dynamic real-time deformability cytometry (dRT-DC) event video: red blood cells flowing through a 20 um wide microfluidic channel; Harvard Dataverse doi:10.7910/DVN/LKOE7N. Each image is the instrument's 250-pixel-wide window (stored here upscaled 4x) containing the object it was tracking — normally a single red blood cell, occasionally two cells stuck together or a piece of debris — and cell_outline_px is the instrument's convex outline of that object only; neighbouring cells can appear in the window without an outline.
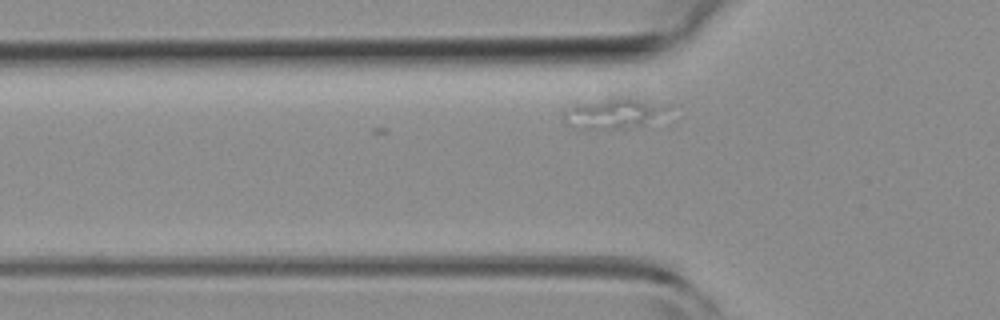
{"species": "common noctule bat (a hibernating species)", "species_latin": "Nyctalus noctula", "temperature_condition": "room temperature", "stored_images_in_passage": 12, "camera_frame_rate_fps": 3000, "um_per_image_px": 0.085, "animal": {"sex": "female", "body_mass_g": 19.3, "forearm_length_mm": 54.1}, "frame": {"image": 1, "passage_image": 3, "time_ms": 0.667, "image_size_px": [1000, 320], "cell_outline_px": [[672, 104], [668, 108], [644, 124], [624, 128], [576, 128], [564, 124], [560, 112], [564, 108], [572, 104], [624, 96], [628, 96]], "centroid_in_image_um": [52.05, 9.59], "position_along_channel_um": 73.7, "area_um2": 18.67}}
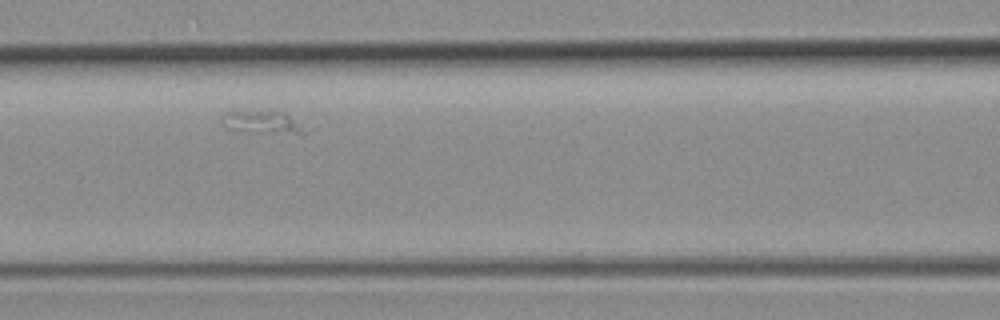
{"frame": {"image": 2, "passage_image": 9, "time_ms": 2.667, "image_size_px": [1000, 320], "cell_outline_px": [[308, 132], [300, 136], [260, 132], [228, 128], [220, 120], [220, 112], [232, 108], [272, 108], [284, 112]], "centroid_in_image_um": [22.22, 10.3], "position_along_channel_um": 144.4, "area_um2": 12.25}}
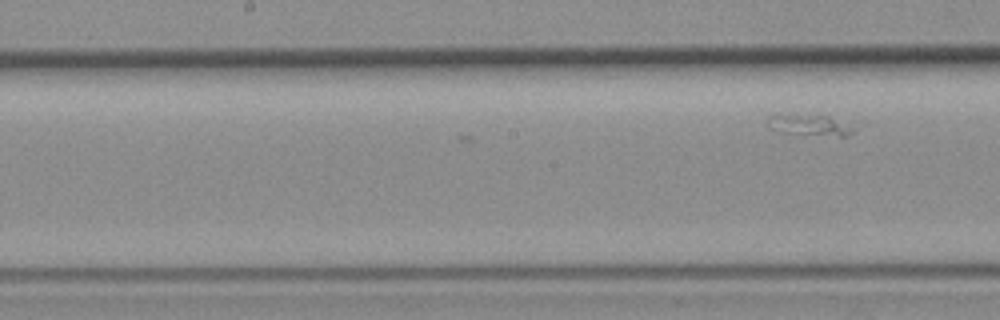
{"frame": {"image": 3, "passage_image": 12, "time_ms": 3.667, "image_size_px": [1000, 320], "cell_outline_px": [[856, 132], [848, 136], [840, 136], [780, 132], [768, 128], [768, 116], [772, 112], [776, 112], [828, 116], [856, 128]], "centroid_in_image_um": [68.73, 10.59], "position_along_channel_um": 179.5, "area_um2": 10.92}}